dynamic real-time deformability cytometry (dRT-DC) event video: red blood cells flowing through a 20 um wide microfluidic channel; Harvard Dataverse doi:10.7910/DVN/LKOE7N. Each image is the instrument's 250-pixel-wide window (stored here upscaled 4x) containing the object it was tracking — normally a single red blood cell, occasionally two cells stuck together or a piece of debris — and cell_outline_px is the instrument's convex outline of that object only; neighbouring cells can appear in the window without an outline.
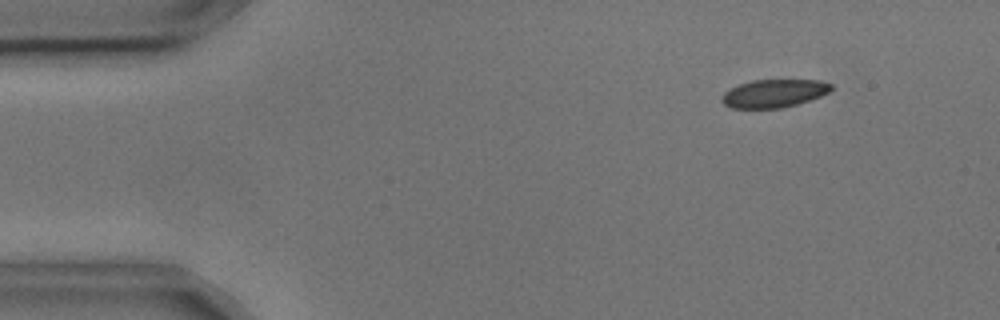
{"species": "common noctule bat (a hibernating species)", "species_latin": "Nyctalus noctula", "temperature_condition": "cold", "stored_images_in_passage": 3, "camera_frame_rate_fps": 3000, "um_per_image_px": 0.085, "animal": {"sex": "male", "body_mass_g": 17.9, "forearm_length_mm": 54.2}, "frame": {"image": 1, "passage_image": 2, "time_ms": 0.333, "image_size_px": [1000, 320], "cell_outline_px": [[832, 88], [828, 92], [820, 96], [796, 104], [780, 108], [732, 108], [724, 104], [720, 100], [720, 96], [724, 92], [740, 84], [752, 80], [820, 80], [832, 84]], "centroid_in_image_um": [65.76, 7.93], "position_along_channel_um": 19.2, "area_um2": 17.74}}